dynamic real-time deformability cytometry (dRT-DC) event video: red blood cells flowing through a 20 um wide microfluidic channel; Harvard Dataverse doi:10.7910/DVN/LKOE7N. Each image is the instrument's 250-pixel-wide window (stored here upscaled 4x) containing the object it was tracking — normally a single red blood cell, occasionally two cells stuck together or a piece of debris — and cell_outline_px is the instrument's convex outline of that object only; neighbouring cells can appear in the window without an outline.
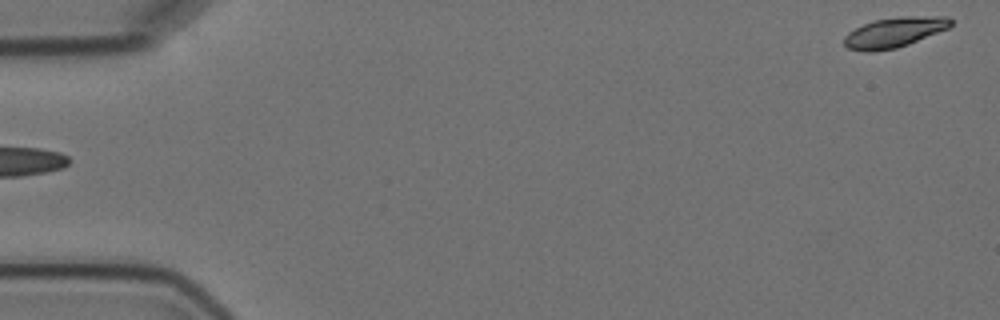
{"species": "Egyptian fruit bat (a non-hibernating species)", "species_latin": "Rousettus aegyptiacus", "temperature_condition": "cold", "stored_images_in_passage": 6, "segment_of_instrument_passage": [2, 2], "camera_frame_rate_fps": 3000, "um_per_image_px": 0.085, "animal": {"sex": "female"}, "frame": {"image": 1, "passage_image": 6, "time_ms": 5.667, "image_size_px": [1000, 320], "cell_outline_px": [[952, 24], [948, 28], [908, 44], [896, 48], [872, 52], [864, 52], [848, 48], [844, 44], [844, 36], [848, 32], [872, 20], [904, 16], [948, 16], [952, 20]], "centroid_in_image_um": [76.0, 2.74], "position_along_channel_um": 9.0, "area_um2": 18.67}}